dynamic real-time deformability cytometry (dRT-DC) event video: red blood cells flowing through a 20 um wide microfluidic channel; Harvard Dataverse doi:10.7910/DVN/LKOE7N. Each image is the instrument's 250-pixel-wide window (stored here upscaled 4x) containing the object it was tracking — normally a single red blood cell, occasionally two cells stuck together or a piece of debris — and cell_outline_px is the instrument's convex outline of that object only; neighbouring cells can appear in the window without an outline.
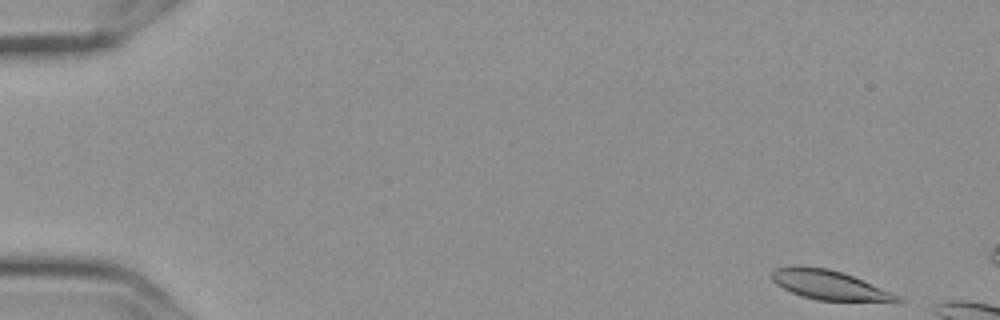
{"species": "Egyptian fruit bat (a non-hibernating species)", "species_latin": "Rousettus aegyptiacus", "temperature_condition": "cold", "stored_images_in_passage": 4, "camera_frame_rate_fps": 3000, "um_per_image_px": 0.085, "frame": {"image": 1, "passage_image": 1, "time_ms": 0.0, "image_size_px": [1000, 320], "cell_outline_px": [[904, 300], [900, 304], [816, 300], [800, 296], [776, 284], [768, 276], [776, 268], [800, 264], [828, 268], [852, 276], [900, 296]], "centroid_in_image_um": [70.55, 24.26], "position_along_channel_um": 14.5, "area_um2": 22.31}}